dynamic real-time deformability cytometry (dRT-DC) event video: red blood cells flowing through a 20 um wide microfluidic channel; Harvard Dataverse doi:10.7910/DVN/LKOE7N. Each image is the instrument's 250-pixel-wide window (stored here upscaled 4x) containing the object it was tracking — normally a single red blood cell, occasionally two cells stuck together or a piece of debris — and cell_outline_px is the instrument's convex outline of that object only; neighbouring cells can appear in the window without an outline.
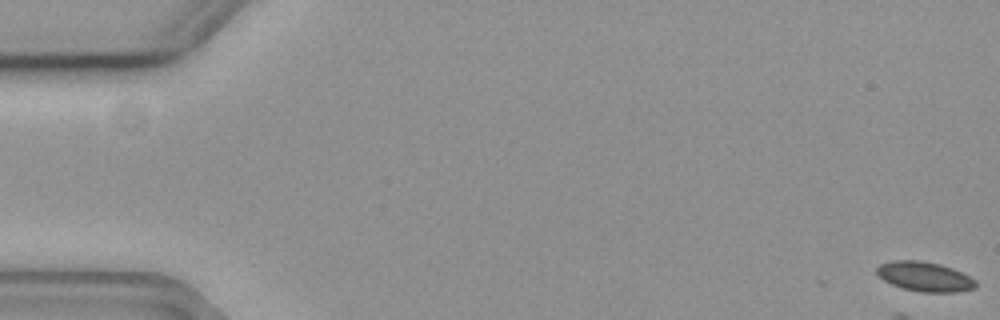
{"species": "common noctule bat (a hibernating species)", "species_latin": "Nyctalus noctula", "temperature_condition": "cold", "stored_images_in_passage": 5, "camera_frame_rate_fps": 3000, "um_per_image_px": 0.085, "animal": {"sex": "female", "body_mass_g": 19.3, "forearm_length_mm": 54.1}, "frame": {"image": 1, "passage_image": 1, "time_ms": 0.0, "image_size_px": [1000, 320], "cell_outline_px": [[976, 288], [956, 292], [920, 292], [900, 288], [884, 280], [876, 272], [876, 268], [880, 264], [892, 260], [920, 260], [940, 264], [952, 268], [976, 280]], "centroid_in_image_um": [78.59, 23.51], "position_along_channel_um": 6.4, "area_um2": 17.11}}